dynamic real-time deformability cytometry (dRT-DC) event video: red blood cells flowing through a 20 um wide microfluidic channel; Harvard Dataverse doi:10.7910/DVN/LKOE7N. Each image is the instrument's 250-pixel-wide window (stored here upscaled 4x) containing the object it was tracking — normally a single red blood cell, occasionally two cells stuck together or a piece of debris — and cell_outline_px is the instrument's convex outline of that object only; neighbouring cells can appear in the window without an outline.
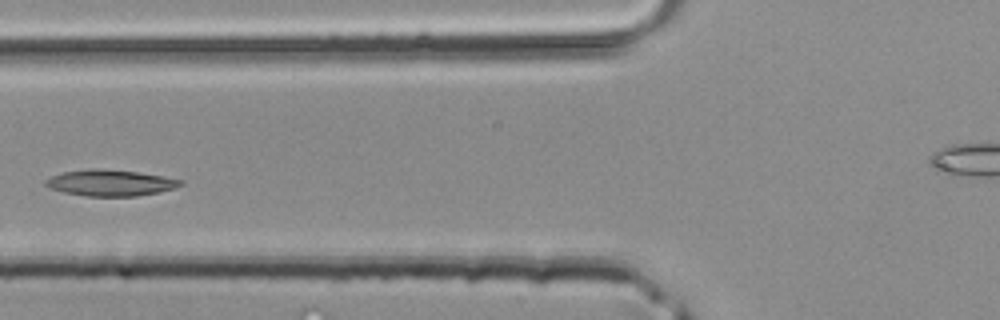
{"species": "common noctule bat (a hibernating species)", "species_latin": "Nyctalus noctula", "temperature_condition": "room temperature", "stored_images_in_passage": 27, "camera_frame_rate_fps": 3000, "um_per_image_px": 0.085, "animal": {"sex": "male", "body_mass_g": 20.4}, "frame": {"image": 1, "passage_image": 7, "time_ms": 2.0, "image_size_px": [1000, 320], "cell_outline_px": [[184, 184], [176, 188], [160, 192], [136, 196], [88, 196], [64, 192], [48, 188], [44, 184], [44, 180], [52, 176], [64, 172], [104, 168], [140, 172], [164, 176], [184, 180]], "centroid_in_image_um": [9.44, 15.54], "position_along_channel_um": 116.4, "area_um2": 20.69}}
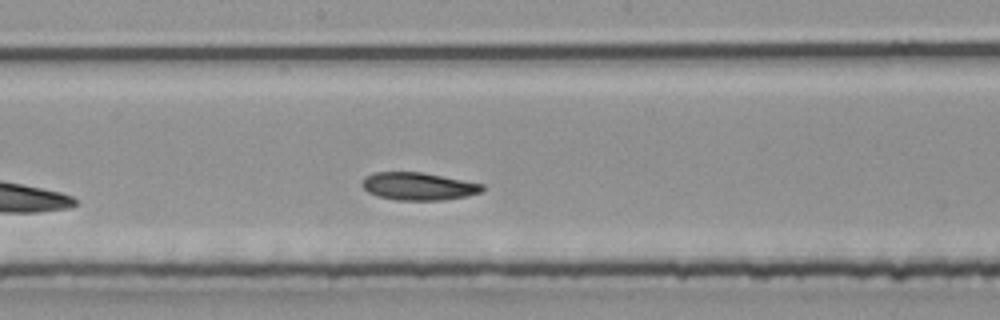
{"frame": {"image": 2, "passage_image": 13, "time_ms": 4.0, "image_size_px": [1000, 320], "cell_outline_px": [[484, 192], [468, 196], [444, 200], [396, 200], [376, 196], [368, 192], [360, 184], [364, 176], [372, 172], [420, 172], [484, 184]], "centroid_in_image_um": [35.55, 15.84], "position_along_channel_um": 212.7, "area_um2": 19.59}}
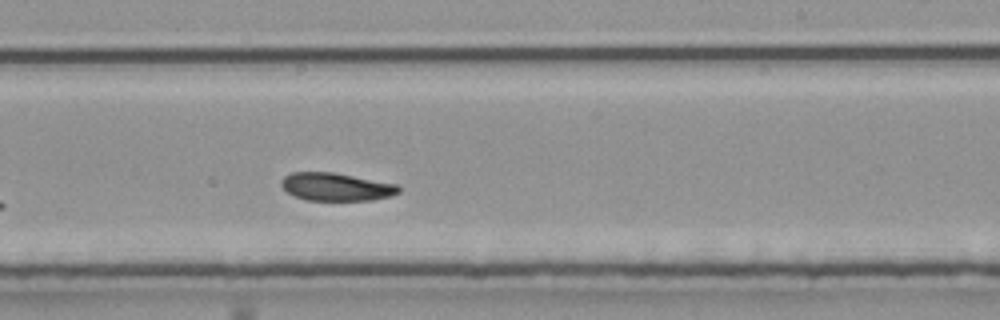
{"frame": {"image": 3, "passage_image": 16, "time_ms": 5.0, "image_size_px": [1000, 320], "cell_outline_px": [[400, 192], [392, 196], [372, 200], [308, 200], [296, 196], [288, 192], [280, 184], [280, 180], [284, 176], [292, 172], [332, 172], [396, 184], [400, 188]], "centroid_in_image_um": [28.57, 15.88], "position_along_channel_um": 260.4, "area_um2": 18.96}}